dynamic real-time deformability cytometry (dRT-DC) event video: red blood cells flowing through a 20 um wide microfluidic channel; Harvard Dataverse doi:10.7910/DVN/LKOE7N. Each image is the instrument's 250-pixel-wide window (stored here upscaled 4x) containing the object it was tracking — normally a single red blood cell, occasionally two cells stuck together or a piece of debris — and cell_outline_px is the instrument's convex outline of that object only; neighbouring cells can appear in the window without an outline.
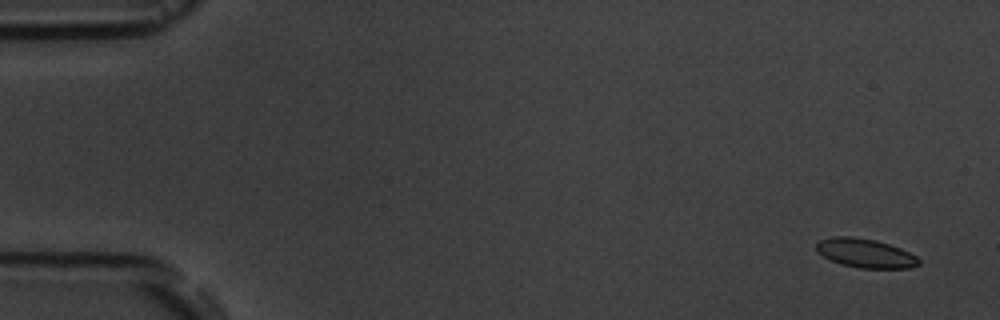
{"species": "common noctule bat (a hibernating species)", "species_latin": "Nyctalus noctula", "temperature_condition": "room temperature", "stored_images_in_passage": 5, "camera_frame_rate_fps": 3000, "um_per_image_px": 0.085, "animal": {"sex": "male", "body_mass_g": 19.5, "forearm_length_mm": 54.6}, "frame": {"image": 1, "passage_image": 1, "time_ms": 0.0, "image_size_px": [1000, 320], "cell_outline_px": [[920, 264], [908, 268], [860, 268], [840, 264], [816, 252], [816, 244], [820, 240], [832, 236], [852, 236], [876, 240], [900, 248], [916, 256], [920, 260]], "centroid_in_image_um": [73.53, 21.51], "position_along_channel_um": 11.5, "area_um2": 17.28}}
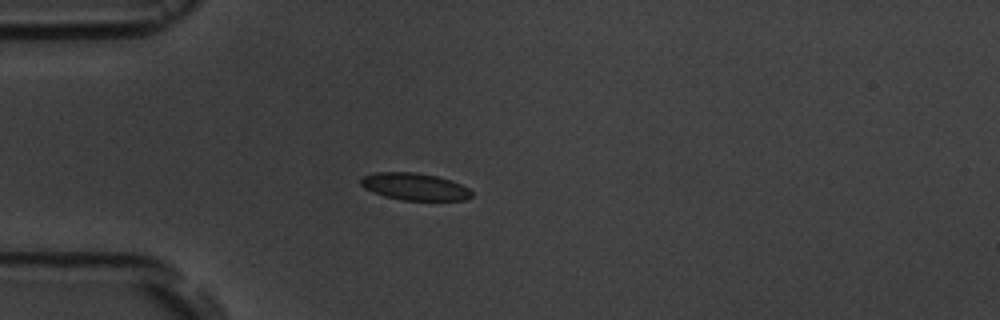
{"frame": {"image": 2, "passage_image": 4, "time_ms": 4.333, "image_size_px": [1000, 320], "cell_outline_px": [[472, 196], [464, 200], [400, 200], [384, 196], [372, 192], [364, 188], [360, 184], [360, 180], [364, 176], [372, 172], [416, 172], [436, 176], [452, 180], [468, 188], [472, 192]], "centroid_in_image_um": [35.22, 15.86], "position_along_channel_um": 49.8, "area_um2": 17.63}}